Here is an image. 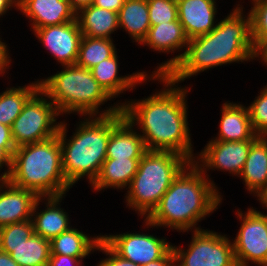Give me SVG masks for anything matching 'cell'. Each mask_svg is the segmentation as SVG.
Masks as SVG:
<instances>
[{
  "mask_svg": "<svg viewBox=\"0 0 267 266\" xmlns=\"http://www.w3.org/2000/svg\"><path fill=\"white\" fill-rule=\"evenodd\" d=\"M0 266H19L10 256V254L0 250Z\"/></svg>",
  "mask_w": 267,
  "mask_h": 266,
  "instance_id": "cell-44",
  "label": "cell"
},
{
  "mask_svg": "<svg viewBox=\"0 0 267 266\" xmlns=\"http://www.w3.org/2000/svg\"><path fill=\"white\" fill-rule=\"evenodd\" d=\"M224 195L190 162L173 180L159 204L146 218L159 229L189 233L201 230V221L216 212Z\"/></svg>",
  "mask_w": 267,
  "mask_h": 266,
  "instance_id": "cell-3",
  "label": "cell"
},
{
  "mask_svg": "<svg viewBox=\"0 0 267 266\" xmlns=\"http://www.w3.org/2000/svg\"><path fill=\"white\" fill-rule=\"evenodd\" d=\"M60 68V71L38 80L39 89L55 104L61 117L70 114L78 117L107 116L121 110L122 99L112 104L114 100L99 85L90 69L76 64Z\"/></svg>",
  "mask_w": 267,
  "mask_h": 266,
  "instance_id": "cell-5",
  "label": "cell"
},
{
  "mask_svg": "<svg viewBox=\"0 0 267 266\" xmlns=\"http://www.w3.org/2000/svg\"><path fill=\"white\" fill-rule=\"evenodd\" d=\"M142 266H175V255L172 248L162 258Z\"/></svg>",
  "mask_w": 267,
  "mask_h": 266,
  "instance_id": "cell-40",
  "label": "cell"
},
{
  "mask_svg": "<svg viewBox=\"0 0 267 266\" xmlns=\"http://www.w3.org/2000/svg\"><path fill=\"white\" fill-rule=\"evenodd\" d=\"M243 3L246 2L234 3L211 32L189 39L182 59L166 75L171 81L180 85L218 66L255 62L250 16Z\"/></svg>",
  "mask_w": 267,
  "mask_h": 266,
  "instance_id": "cell-2",
  "label": "cell"
},
{
  "mask_svg": "<svg viewBox=\"0 0 267 266\" xmlns=\"http://www.w3.org/2000/svg\"><path fill=\"white\" fill-rule=\"evenodd\" d=\"M140 159L106 158L97 179L90 186L92 188L91 191L96 194L107 191V189L124 192L130 186L134 175L137 173Z\"/></svg>",
  "mask_w": 267,
  "mask_h": 266,
  "instance_id": "cell-21",
  "label": "cell"
},
{
  "mask_svg": "<svg viewBox=\"0 0 267 266\" xmlns=\"http://www.w3.org/2000/svg\"><path fill=\"white\" fill-rule=\"evenodd\" d=\"M251 38L256 51L267 41V0H258L249 5Z\"/></svg>",
  "mask_w": 267,
  "mask_h": 266,
  "instance_id": "cell-30",
  "label": "cell"
},
{
  "mask_svg": "<svg viewBox=\"0 0 267 266\" xmlns=\"http://www.w3.org/2000/svg\"><path fill=\"white\" fill-rule=\"evenodd\" d=\"M34 234L32 219L0 228V246H19Z\"/></svg>",
  "mask_w": 267,
  "mask_h": 266,
  "instance_id": "cell-32",
  "label": "cell"
},
{
  "mask_svg": "<svg viewBox=\"0 0 267 266\" xmlns=\"http://www.w3.org/2000/svg\"><path fill=\"white\" fill-rule=\"evenodd\" d=\"M18 10V0H0V20L2 22L3 16H8L12 9ZM6 14V15H5Z\"/></svg>",
  "mask_w": 267,
  "mask_h": 266,
  "instance_id": "cell-41",
  "label": "cell"
},
{
  "mask_svg": "<svg viewBox=\"0 0 267 266\" xmlns=\"http://www.w3.org/2000/svg\"><path fill=\"white\" fill-rule=\"evenodd\" d=\"M125 0H93L92 5L118 13Z\"/></svg>",
  "mask_w": 267,
  "mask_h": 266,
  "instance_id": "cell-38",
  "label": "cell"
},
{
  "mask_svg": "<svg viewBox=\"0 0 267 266\" xmlns=\"http://www.w3.org/2000/svg\"><path fill=\"white\" fill-rule=\"evenodd\" d=\"M244 104L229 100L220 104L219 130L215 137L211 136L209 140L244 141L256 140L259 137L253 131L249 109L247 104Z\"/></svg>",
  "mask_w": 267,
  "mask_h": 266,
  "instance_id": "cell-20",
  "label": "cell"
},
{
  "mask_svg": "<svg viewBox=\"0 0 267 266\" xmlns=\"http://www.w3.org/2000/svg\"><path fill=\"white\" fill-rule=\"evenodd\" d=\"M34 37L60 66L76 64L83 37L77 20L61 25L46 26L32 31Z\"/></svg>",
  "mask_w": 267,
  "mask_h": 266,
  "instance_id": "cell-14",
  "label": "cell"
},
{
  "mask_svg": "<svg viewBox=\"0 0 267 266\" xmlns=\"http://www.w3.org/2000/svg\"><path fill=\"white\" fill-rule=\"evenodd\" d=\"M178 20L188 39L211 32L218 23V0H176ZM217 1V2H216Z\"/></svg>",
  "mask_w": 267,
  "mask_h": 266,
  "instance_id": "cell-18",
  "label": "cell"
},
{
  "mask_svg": "<svg viewBox=\"0 0 267 266\" xmlns=\"http://www.w3.org/2000/svg\"><path fill=\"white\" fill-rule=\"evenodd\" d=\"M255 140L244 141H221V140H209L202 147V150L196 152L194 164L203 172V174L211 181V183L218 189L217 183L212 180L209 172L221 171L229 174V176H236L235 179L241 174L245 161L248 157V153L251 144ZM211 170V171H210ZM232 174V175H231Z\"/></svg>",
  "mask_w": 267,
  "mask_h": 266,
  "instance_id": "cell-12",
  "label": "cell"
},
{
  "mask_svg": "<svg viewBox=\"0 0 267 266\" xmlns=\"http://www.w3.org/2000/svg\"><path fill=\"white\" fill-rule=\"evenodd\" d=\"M93 235L90 236L83 229L72 226L50 241L51 254L89 259L90 255L95 253L96 247L102 239L101 233Z\"/></svg>",
  "mask_w": 267,
  "mask_h": 266,
  "instance_id": "cell-25",
  "label": "cell"
},
{
  "mask_svg": "<svg viewBox=\"0 0 267 266\" xmlns=\"http://www.w3.org/2000/svg\"><path fill=\"white\" fill-rule=\"evenodd\" d=\"M118 48L115 41L106 38H92L83 36L79 46L76 65L91 69L98 63L112 57Z\"/></svg>",
  "mask_w": 267,
  "mask_h": 266,
  "instance_id": "cell-29",
  "label": "cell"
},
{
  "mask_svg": "<svg viewBox=\"0 0 267 266\" xmlns=\"http://www.w3.org/2000/svg\"><path fill=\"white\" fill-rule=\"evenodd\" d=\"M66 196L67 195L64 194L59 196L39 197L34 205L32 213L35 234L51 241L62 232L74 226L71 222L73 220L70 219L68 214L70 212H67L65 208H63V203H61L65 200L64 198ZM42 207L44 208L42 209Z\"/></svg>",
  "mask_w": 267,
  "mask_h": 266,
  "instance_id": "cell-16",
  "label": "cell"
},
{
  "mask_svg": "<svg viewBox=\"0 0 267 266\" xmlns=\"http://www.w3.org/2000/svg\"><path fill=\"white\" fill-rule=\"evenodd\" d=\"M39 196L33 191L16 187L7 179H0V228L32 219Z\"/></svg>",
  "mask_w": 267,
  "mask_h": 266,
  "instance_id": "cell-19",
  "label": "cell"
},
{
  "mask_svg": "<svg viewBox=\"0 0 267 266\" xmlns=\"http://www.w3.org/2000/svg\"><path fill=\"white\" fill-rule=\"evenodd\" d=\"M71 9L77 14L80 10L92 5L93 0H68Z\"/></svg>",
  "mask_w": 267,
  "mask_h": 266,
  "instance_id": "cell-42",
  "label": "cell"
},
{
  "mask_svg": "<svg viewBox=\"0 0 267 266\" xmlns=\"http://www.w3.org/2000/svg\"><path fill=\"white\" fill-rule=\"evenodd\" d=\"M141 231H125L124 233H102V239L122 258L132 261L139 266L162 258L171 248L172 243L164 236L151 233L158 228L147 219H142ZM143 226V227H142ZM152 228V229H151ZM146 229V230H145ZM151 229V232L146 231ZM146 232V233H143Z\"/></svg>",
  "mask_w": 267,
  "mask_h": 266,
  "instance_id": "cell-11",
  "label": "cell"
},
{
  "mask_svg": "<svg viewBox=\"0 0 267 266\" xmlns=\"http://www.w3.org/2000/svg\"><path fill=\"white\" fill-rule=\"evenodd\" d=\"M118 51L110 58L98 63L90 70L93 77L104 89V91L113 99L122 97L126 92L135 91L142 84L146 85L151 81V72L148 70L134 71L132 74H119L121 71ZM134 89V90H133Z\"/></svg>",
  "mask_w": 267,
  "mask_h": 266,
  "instance_id": "cell-15",
  "label": "cell"
},
{
  "mask_svg": "<svg viewBox=\"0 0 267 266\" xmlns=\"http://www.w3.org/2000/svg\"><path fill=\"white\" fill-rule=\"evenodd\" d=\"M147 151L141 134L124 118L109 137L106 158H142Z\"/></svg>",
  "mask_w": 267,
  "mask_h": 266,
  "instance_id": "cell-23",
  "label": "cell"
},
{
  "mask_svg": "<svg viewBox=\"0 0 267 266\" xmlns=\"http://www.w3.org/2000/svg\"><path fill=\"white\" fill-rule=\"evenodd\" d=\"M255 61L267 67V41L256 51Z\"/></svg>",
  "mask_w": 267,
  "mask_h": 266,
  "instance_id": "cell-43",
  "label": "cell"
},
{
  "mask_svg": "<svg viewBox=\"0 0 267 266\" xmlns=\"http://www.w3.org/2000/svg\"><path fill=\"white\" fill-rule=\"evenodd\" d=\"M15 149L16 147H0V179L8 178L12 168V156Z\"/></svg>",
  "mask_w": 267,
  "mask_h": 266,
  "instance_id": "cell-36",
  "label": "cell"
},
{
  "mask_svg": "<svg viewBox=\"0 0 267 266\" xmlns=\"http://www.w3.org/2000/svg\"><path fill=\"white\" fill-rule=\"evenodd\" d=\"M190 161L172 151L147 150L138 164L130 186L125 190L124 205L139 219H146L159 204L173 180Z\"/></svg>",
  "mask_w": 267,
  "mask_h": 266,
  "instance_id": "cell-7",
  "label": "cell"
},
{
  "mask_svg": "<svg viewBox=\"0 0 267 266\" xmlns=\"http://www.w3.org/2000/svg\"><path fill=\"white\" fill-rule=\"evenodd\" d=\"M1 34V32H0ZM2 35H0V76L2 78H6V79H11V74H10V78L9 76V70L11 68V66L13 65V59L11 58V51L9 45L6 43V40H2ZM12 63V64H11ZM8 74V75H7ZM7 75V76H6ZM4 76V77H3Z\"/></svg>",
  "mask_w": 267,
  "mask_h": 266,
  "instance_id": "cell-35",
  "label": "cell"
},
{
  "mask_svg": "<svg viewBox=\"0 0 267 266\" xmlns=\"http://www.w3.org/2000/svg\"><path fill=\"white\" fill-rule=\"evenodd\" d=\"M0 147H16L14 145L11 127L0 124Z\"/></svg>",
  "mask_w": 267,
  "mask_h": 266,
  "instance_id": "cell-39",
  "label": "cell"
},
{
  "mask_svg": "<svg viewBox=\"0 0 267 266\" xmlns=\"http://www.w3.org/2000/svg\"><path fill=\"white\" fill-rule=\"evenodd\" d=\"M9 86L0 92V124L12 126L27 100L39 89L38 78L23 86Z\"/></svg>",
  "mask_w": 267,
  "mask_h": 266,
  "instance_id": "cell-28",
  "label": "cell"
},
{
  "mask_svg": "<svg viewBox=\"0 0 267 266\" xmlns=\"http://www.w3.org/2000/svg\"><path fill=\"white\" fill-rule=\"evenodd\" d=\"M17 11L29 20L30 31L76 19L68 0H18Z\"/></svg>",
  "mask_w": 267,
  "mask_h": 266,
  "instance_id": "cell-17",
  "label": "cell"
},
{
  "mask_svg": "<svg viewBox=\"0 0 267 266\" xmlns=\"http://www.w3.org/2000/svg\"><path fill=\"white\" fill-rule=\"evenodd\" d=\"M189 39L179 21H170L151 26L146 38L139 46L148 47L151 52L169 54L171 58L158 63L151 71L153 76L167 75L173 67L182 59ZM179 52V53H178ZM176 53V55L174 54ZM178 53V54H177ZM175 55V56H172Z\"/></svg>",
  "mask_w": 267,
  "mask_h": 266,
  "instance_id": "cell-13",
  "label": "cell"
},
{
  "mask_svg": "<svg viewBox=\"0 0 267 266\" xmlns=\"http://www.w3.org/2000/svg\"><path fill=\"white\" fill-rule=\"evenodd\" d=\"M84 259L61 254H51L48 266H84Z\"/></svg>",
  "mask_w": 267,
  "mask_h": 266,
  "instance_id": "cell-37",
  "label": "cell"
},
{
  "mask_svg": "<svg viewBox=\"0 0 267 266\" xmlns=\"http://www.w3.org/2000/svg\"><path fill=\"white\" fill-rule=\"evenodd\" d=\"M0 250L19 266H48L51 255L50 241L35 233L19 246H0Z\"/></svg>",
  "mask_w": 267,
  "mask_h": 266,
  "instance_id": "cell-27",
  "label": "cell"
},
{
  "mask_svg": "<svg viewBox=\"0 0 267 266\" xmlns=\"http://www.w3.org/2000/svg\"><path fill=\"white\" fill-rule=\"evenodd\" d=\"M159 83L161 89H155L143 99H125L122 111L131 125L139 130L147 150L172 151L194 162V142L188 120V87L171 81L166 75H151V83Z\"/></svg>",
  "mask_w": 267,
  "mask_h": 266,
  "instance_id": "cell-1",
  "label": "cell"
},
{
  "mask_svg": "<svg viewBox=\"0 0 267 266\" xmlns=\"http://www.w3.org/2000/svg\"><path fill=\"white\" fill-rule=\"evenodd\" d=\"M147 3L151 26L179 21L176 0H147Z\"/></svg>",
  "mask_w": 267,
  "mask_h": 266,
  "instance_id": "cell-33",
  "label": "cell"
},
{
  "mask_svg": "<svg viewBox=\"0 0 267 266\" xmlns=\"http://www.w3.org/2000/svg\"><path fill=\"white\" fill-rule=\"evenodd\" d=\"M235 209L240 227L232 239L237 266H267V213L250 205ZM251 264V265H250Z\"/></svg>",
  "mask_w": 267,
  "mask_h": 266,
  "instance_id": "cell-10",
  "label": "cell"
},
{
  "mask_svg": "<svg viewBox=\"0 0 267 266\" xmlns=\"http://www.w3.org/2000/svg\"><path fill=\"white\" fill-rule=\"evenodd\" d=\"M257 201L259 202L260 207L263 209L262 212H265L264 210H267V185L266 187L257 195L256 197ZM267 213V211L265 212Z\"/></svg>",
  "mask_w": 267,
  "mask_h": 266,
  "instance_id": "cell-45",
  "label": "cell"
},
{
  "mask_svg": "<svg viewBox=\"0 0 267 266\" xmlns=\"http://www.w3.org/2000/svg\"><path fill=\"white\" fill-rule=\"evenodd\" d=\"M257 95L247 104L251 125L257 136L267 137V83L260 88Z\"/></svg>",
  "mask_w": 267,
  "mask_h": 266,
  "instance_id": "cell-31",
  "label": "cell"
},
{
  "mask_svg": "<svg viewBox=\"0 0 267 266\" xmlns=\"http://www.w3.org/2000/svg\"><path fill=\"white\" fill-rule=\"evenodd\" d=\"M59 117L55 104L38 89L11 126L14 145L19 147L56 136L61 124Z\"/></svg>",
  "mask_w": 267,
  "mask_h": 266,
  "instance_id": "cell-8",
  "label": "cell"
},
{
  "mask_svg": "<svg viewBox=\"0 0 267 266\" xmlns=\"http://www.w3.org/2000/svg\"><path fill=\"white\" fill-rule=\"evenodd\" d=\"M7 180L39 197L59 196L71 191L62 169L58 135L37 143L16 147Z\"/></svg>",
  "mask_w": 267,
  "mask_h": 266,
  "instance_id": "cell-6",
  "label": "cell"
},
{
  "mask_svg": "<svg viewBox=\"0 0 267 266\" xmlns=\"http://www.w3.org/2000/svg\"><path fill=\"white\" fill-rule=\"evenodd\" d=\"M119 30L138 45L146 38L150 25L147 0H125L118 12Z\"/></svg>",
  "mask_w": 267,
  "mask_h": 266,
  "instance_id": "cell-26",
  "label": "cell"
},
{
  "mask_svg": "<svg viewBox=\"0 0 267 266\" xmlns=\"http://www.w3.org/2000/svg\"><path fill=\"white\" fill-rule=\"evenodd\" d=\"M249 196L257 195L267 185V137L259 136L252 144L239 175Z\"/></svg>",
  "mask_w": 267,
  "mask_h": 266,
  "instance_id": "cell-22",
  "label": "cell"
},
{
  "mask_svg": "<svg viewBox=\"0 0 267 266\" xmlns=\"http://www.w3.org/2000/svg\"><path fill=\"white\" fill-rule=\"evenodd\" d=\"M97 252L105 255L104 258H100V261L95 266H139L130 260L122 258L118 255L103 239L98 243Z\"/></svg>",
  "mask_w": 267,
  "mask_h": 266,
  "instance_id": "cell-34",
  "label": "cell"
},
{
  "mask_svg": "<svg viewBox=\"0 0 267 266\" xmlns=\"http://www.w3.org/2000/svg\"><path fill=\"white\" fill-rule=\"evenodd\" d=\"M76 20L85 37L113 40L119 30L118 13L94 5L80 10L76 14Z\"/></svg>",
  "mask_w": 267,
  "mask_h": 266,
  "instance_id": "cell-24",
  "label": "cell"
},
{
  "mask_svg": "<svg viewBox=\"0 0 267 266\" xmlns=\"http://www.w3.org/2000/svg\"><path fill=\"white\" fill-rule=\"evenodd\" d=\"M124 118L122 109L107 116L79 117L70 137V124L61 120L57 135L61 144L62 169L72 187L81 179H86L90 186L94 183L106 159L111 131Z\"/></svg>",
  "mask_w": 267,
  "mask_h": 266,
  "instance_id": "cell-4",
  "label": "cell"
},
{
  "mask_svg": "<svg viewBox=\"0 0 267 266\" xmlns=\"http://www.w3.org/2000/svg\"><path fill=\"white\" fill-rule=\"evenodd\" d=\"M248 1H249L248 3L251 2V4H252L253 2L258 1V0H248Z\"/></svg>",
  "mask_w": 267,
  "mask_h": 266,
  "instance_id": "cell-46",
  "label": "cell"
},
{
  "mask_svg": "<svg viewBox=\"0 0 267 266\" xmlns=\"http://www.w3.org/2000/svg\"><path fill=\"white\" fill-rule=\"evenodd\" d=\"M190 232L187 248L172 243L175 266H237L231 236L208 228Z\"/></svg>",
  "mask_w": 267,
  "mask_h": 266,
  "instance_id": "cell-9",
  "label": "cell"
}]
</instances>
